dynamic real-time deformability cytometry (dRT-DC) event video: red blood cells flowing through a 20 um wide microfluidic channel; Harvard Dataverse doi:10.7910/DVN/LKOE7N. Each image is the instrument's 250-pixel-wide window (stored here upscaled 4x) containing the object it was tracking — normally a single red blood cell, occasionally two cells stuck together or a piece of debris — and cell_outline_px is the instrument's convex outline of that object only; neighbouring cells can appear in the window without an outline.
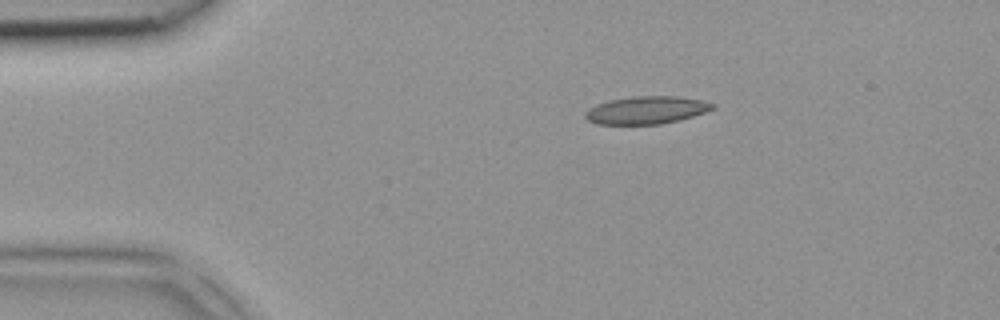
{"species": "common noctule bat (a hibernating species)", "species_latin": "Nyctalus noctula", "temperature_condition": "room temperature", "stored_images_in_passage": 4, "camera_frame_rate_fps": 3000, "um_per_image_px": 0.085, "animal": {"sex": "female", "body_mass_g": 18.4}, "frame": {"image": 1, "passage_image": 4, "time_ms": 1.0, "image_size_px": [1000, 320], "cell_outline_px": [[716, 108], [680, 120], [660, 124], [596, 124], [588, 120], [584, 116], [584, 112], [588, 108], [596, 104], [608, 100], [632, 96], [676, 96], [700, 100], [716, 104]], "centroid_in_image_um": [54.91, 9.35], "position_along_channel_um": 30.1, "area_um2": 20.63}}